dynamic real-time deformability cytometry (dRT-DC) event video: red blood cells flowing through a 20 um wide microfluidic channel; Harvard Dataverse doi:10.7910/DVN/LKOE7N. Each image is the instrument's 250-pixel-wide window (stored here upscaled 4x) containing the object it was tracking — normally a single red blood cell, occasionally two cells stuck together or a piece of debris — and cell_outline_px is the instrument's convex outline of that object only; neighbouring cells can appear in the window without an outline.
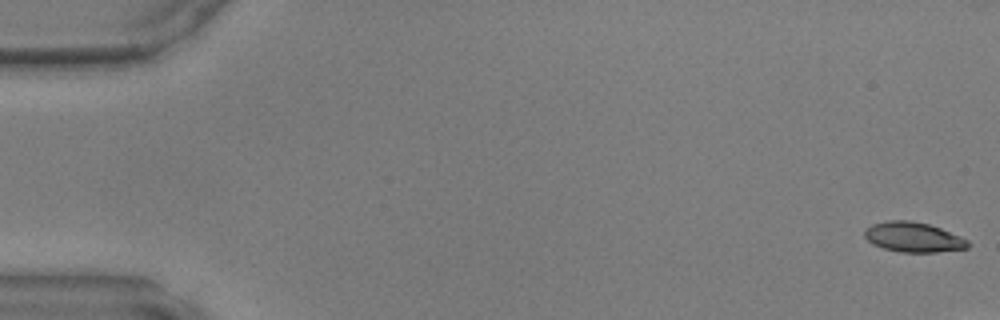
{"species": "common noctule bat (a hibernating species)", "species_latin": "Nyctalus noctula", "temperature_condition": "warm", "stored_images_in_passage": 10, "camera_frame_rate_fps": 3000, "um_per_image_px": 0.085, "animal": {"sex": "male", "body_mass_g": 17.9, "forearm_length_mm": 54.2}, "frame": {"image": 1, "passage_image": 1, "time_ms": 0.0, "image_size_px": [1000, 320], "cell_outline_px": [[968, 248], [936, 252], [900, 252], [884, 248], [872, 244], [864, 236], [864, 228], [872, 224], [888, 220], [908, 220], [928, 224], [940, 228], [960, 236], [968, 240]], "centroid_in_image_um": [77.6, 20.15], "position_along_channel_um": 7.4, "area_um2": 17.98}}